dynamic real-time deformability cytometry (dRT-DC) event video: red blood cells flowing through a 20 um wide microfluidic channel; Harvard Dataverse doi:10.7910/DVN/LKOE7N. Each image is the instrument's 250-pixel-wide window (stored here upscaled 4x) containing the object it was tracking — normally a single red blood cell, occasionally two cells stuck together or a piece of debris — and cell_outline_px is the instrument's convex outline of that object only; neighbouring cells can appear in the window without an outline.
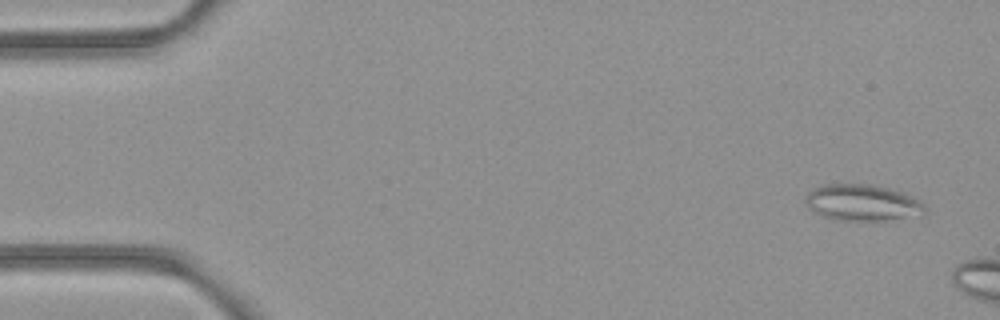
{"species": "common noctule bat (a hibernating species)", "species_latin": "Nyctalus noctula", "temperature_condition": "room temperature", "stored_images_in_passage": 3, "camera_frame_rate_fps": 3000, "um_per_image_px": 0.085, "animal": {"sex": "female", "body_mass_g": 21.9}, "frame": {"image": 1, "passage_image": 1, "time_ms": 0.0, "image_size_px": [1000, 320], "cell_outline_px": [[924, 212], [920, 216], [884, 220], [836, 220], [812, 212], [808, 208], [804, 200], [808, 192], [824, 184], [872, 184], [888, 188], [912, 196], [920, 200], [924, 208]], "centroid_in_image_um": [73.27, 17.23], "position_along_channel_um": 11.7, "area_um2": 25.26}}